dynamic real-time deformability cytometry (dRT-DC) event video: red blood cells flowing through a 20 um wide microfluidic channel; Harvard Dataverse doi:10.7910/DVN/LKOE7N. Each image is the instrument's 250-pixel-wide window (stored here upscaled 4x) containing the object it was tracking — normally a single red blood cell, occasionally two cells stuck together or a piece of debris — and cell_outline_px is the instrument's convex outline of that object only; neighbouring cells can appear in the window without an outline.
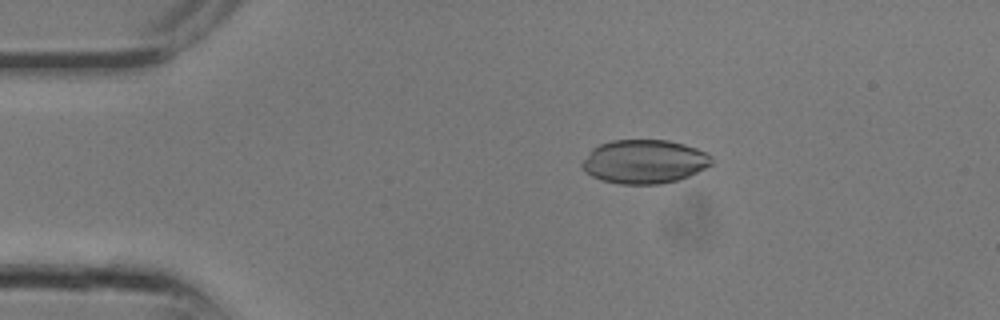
{"species": "common noctule bat (a hibernating species)", "species_latin": "Nyctalus noctula", "temperature_condition": "room temperature", "stored_images_in_passage": 8, "camera_frame_rate_fps": 3000, "um_per_image_px": 0.085, "animal": {"sex": "male", "body_mass_g": 13.3}, "frame": {"image": 1, "passage_image": 5, "time_ms": 1.333, "image_size_px": [1000, 320], "cell_outline_px": [[712, 164], [688, 176], [676, 180], [660, 184], [620, 184], [600, 180], [584, 172], [580, 164], [592, 148], [600, 144], [612, 140], [668, 140], [684, 144], [696, 148], [712, 156]], "centroid_in_image_um": [54.73, 13.74], "position_along_channel_um": 30.3, "area_um2": 33.06}}